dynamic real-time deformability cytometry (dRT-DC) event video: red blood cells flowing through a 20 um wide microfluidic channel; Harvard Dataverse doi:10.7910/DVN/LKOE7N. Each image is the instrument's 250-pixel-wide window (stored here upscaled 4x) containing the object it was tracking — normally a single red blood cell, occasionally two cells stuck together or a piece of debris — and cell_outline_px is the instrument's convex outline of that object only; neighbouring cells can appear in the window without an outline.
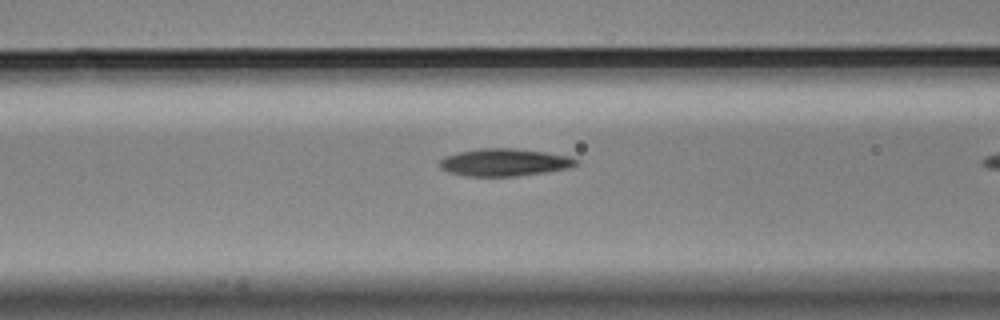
{"species": "Egyptian fruit bat (a non-hibernating species)", "species_latin": "Rousettus aegyptiacus", "temperature_condition": "cold", "stored_images_in_passage": 20, "camera_frame_rate_fps": 3000, "um_per_image_px": 0.085, "animal": {"sex": "male"}, "frame": {"image": 1, "passage_image": 18, "time_ms": 5.667, "image_size_px": [1000, 320], "cell_outline_px": [[580, 160], [576, 164], [568, 168], [544, 172], [516, 176], [464, 176], [448, 172], [440, 168], [440, 160], [444, 156], [460, 152], [480, 148], [516, 148], [572, 156]], "centroid_in_image_um": [42.88, 13.79], "position_along_channel_um": 123.7, "area_um2": 21.85}}